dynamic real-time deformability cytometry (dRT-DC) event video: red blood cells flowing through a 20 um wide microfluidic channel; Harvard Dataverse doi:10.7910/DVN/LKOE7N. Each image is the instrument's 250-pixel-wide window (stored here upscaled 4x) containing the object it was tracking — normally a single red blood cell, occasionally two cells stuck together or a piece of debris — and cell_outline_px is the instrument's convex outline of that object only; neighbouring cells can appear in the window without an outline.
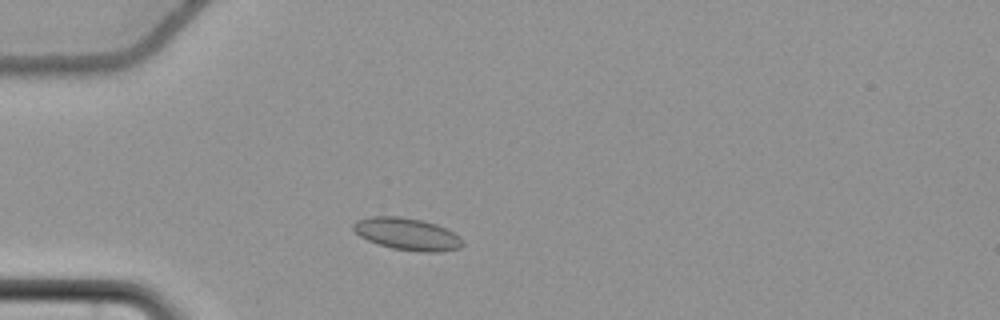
{"species": "common noctule bat (a hibernating species)", "species_latin": "Nyctalus noctula", "temperature_condition": "cold", "stored_images_in_passage": 49, "camera_frame_rate_fps": 3000, "um_per_image_px": 0.085, "animal": {"sex": "female", "body_mass_g": 22.7, "forearm_length_mm": 54.2}, "frame": {"image": 1, "passage_image": 8, "time_ms": 2.333, "image_size_px": [1000, 320], "cell_outline_px": [[464, 244], [460, 248], [440, 252], [420, 252], [392, 248], [368, 240], [360, 236], [352, 228], [352, 224], [356, 220], [372, 216], [400, 216], [420, 220], [436, 224], [460, 236]], "centroid_in_image_um": [34.61, 19.89], "position_along_channel_um": 50.4, "area_um2": 20.4}}
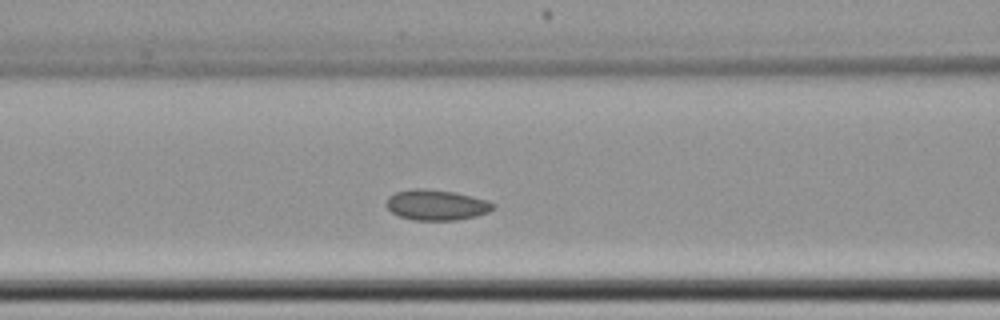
{"frame": {"image": 2, "passage_image": 16, "time_ms": 5.0, "image_size_px": [1000, 320], "cell_outline_px": [[496, 208], [488, 212], [476, 216], [456, 220], [412, 220], [400, 216], [392, 212], [384, 204], [388, 196], [396, 192], [412, 188], [424, 188], [456, 192], [488, 200], [496, 204]], "centroid_in_image_um": [37.1, 17.41], "position_along_channel_um": 129.5, "area_um2": 19.25}}
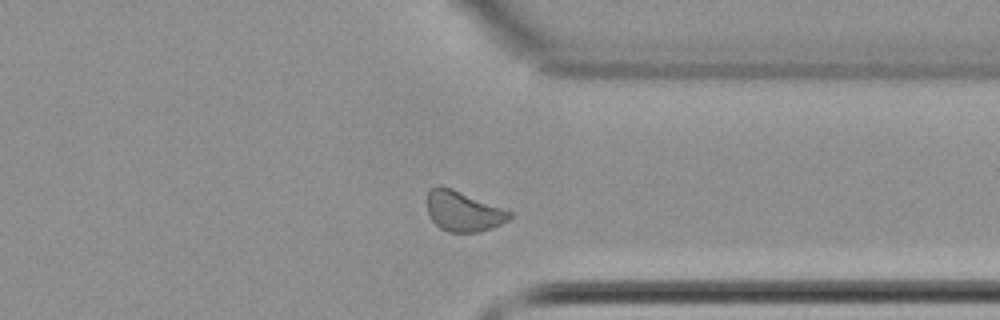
{"frame": {"image": 3, "passage_image": 36, "time_ms": 11.667, "image_size_px": [1000, 320], "cell_outline_px": [[512, 216], [508, 220], [492, 228], [476, 232], [448, 232], [440, 228], [432, 220], [428, 212], [428, 188], [440, 184], [452, 188], [504, 208], [512, 212]], "centroid_in_image_um": [39.37, 17.93], "position_along_channel_um": 372.0, "area_um2": 19.42}, "authors_computed_cell_mechanics": {"area_um2": 19.363, "velocity_mm_per_s": 3.646, "shape_relaxation_time_tau1_ms": null, "shape_relaxation_time_tau2_ms": 2.2074, "deformation_change_tau1": null, "deformation_change_tau2": 0.0513}}